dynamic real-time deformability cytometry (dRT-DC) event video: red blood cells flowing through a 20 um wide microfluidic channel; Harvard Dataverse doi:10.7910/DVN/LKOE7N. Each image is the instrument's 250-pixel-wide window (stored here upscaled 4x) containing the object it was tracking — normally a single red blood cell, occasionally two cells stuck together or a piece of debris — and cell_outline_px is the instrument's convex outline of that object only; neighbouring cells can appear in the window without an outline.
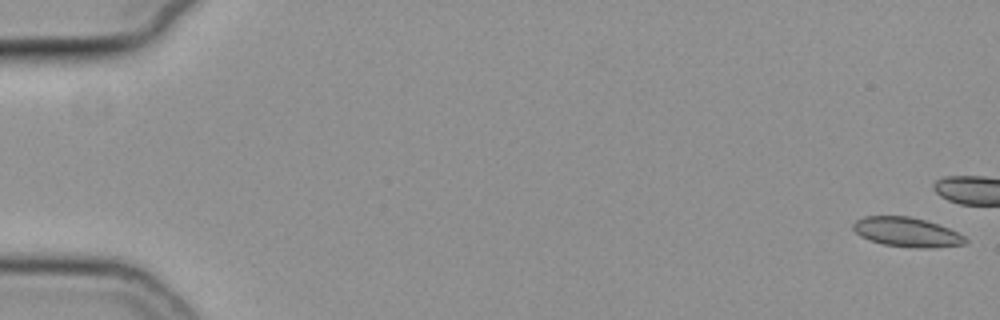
{"species": "common noctule bat (a hibernating species)", "species_latin": "Nyctalus noctula", "temperature_condition": "cold", "stored_images_in_passage": 11, "camera_frame_rate_fps": 3000, "um_per_image_px": 0.085, "animal": {"sex": "female", "body_mass_g": 19.3, "forearm_length_mm": 54.1}, "frame": {"image": 1, "passage_image": 1, "time_ms": 0.0, "image_size_px": [1000, 320], "cell_outline_px": [[968, 240], [964, 244], [932, 248], [916, 248], [884, 244], [868, 240], [860, 236], [852, 228], [852, 224], [856, 220], [864, 216], [908, 216], [924, 220], [948, 228], [964, 236]], "centroid_in_image_um": [77.05, 19.73], "position_along_channel_um": 8.0, "area_um2": 19.13}}